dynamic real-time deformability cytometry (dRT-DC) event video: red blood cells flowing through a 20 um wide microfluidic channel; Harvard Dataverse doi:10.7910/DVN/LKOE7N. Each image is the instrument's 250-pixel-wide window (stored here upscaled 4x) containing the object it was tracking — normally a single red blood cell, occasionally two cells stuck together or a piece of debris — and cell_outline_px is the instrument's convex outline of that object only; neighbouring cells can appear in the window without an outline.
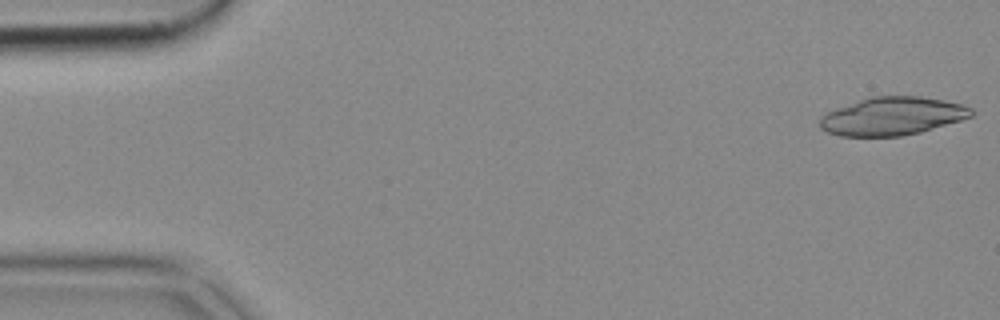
{"species": "common noctule bat (a hibernating species)", "species_latin": "Nyctalus noctula", "temperature_condition": "cold", "stored_images_in_passage": 51, "camera_frame_rate_fps": 3000, "um_per_image_px": 0.085, "animal": {"sex": "female", "body_mass_g": 18.4}, "frame": {"image": 1, "passage_image": 1, "time_ms": 0.0, "image_size_px": [1000, 320], "cell_outline_px": [[972, 116], [960, 120], [920, 132], [900, 136], [840, 136], [828, 132], [820, 128], [820, 116], [836, 108], [872, 96], [920, 96], [960, 104], [972, 108]], "centroid_in_image_um": [75.82, 9.88], "position_along_channel_um": 9.2, "area_um2": 33.23}}